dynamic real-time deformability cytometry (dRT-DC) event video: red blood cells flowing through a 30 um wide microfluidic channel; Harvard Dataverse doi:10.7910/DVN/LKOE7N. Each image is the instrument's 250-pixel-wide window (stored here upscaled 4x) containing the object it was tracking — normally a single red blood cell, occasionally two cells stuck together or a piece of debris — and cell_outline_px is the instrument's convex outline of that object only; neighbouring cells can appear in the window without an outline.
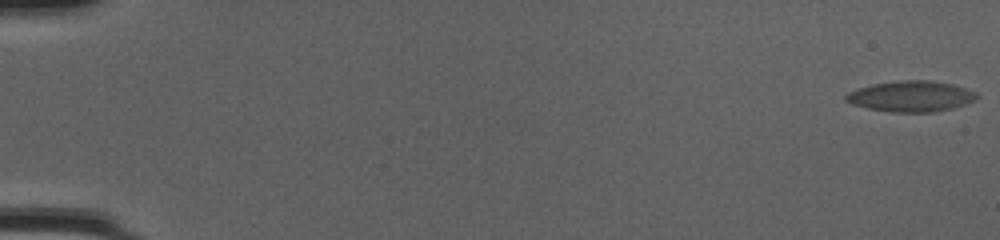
{"species": "common noctule bat (a hibernating species)", "species_latin": "Nyctalus noctula", "temperature_condition": "cold", "stored_images_in_passage": 55, "camera_frame_rate_fps": 3000, "um_per_image_px": 0.085, "animal": {"sex": "female", "body_mass_g": 20.0, "forearm_length_mm": 54.0}, "frame": {"image": 1, "passage_image": 1, "time_ms": 0.0, "image_size_px": [1000, 240], "cell_outline_px": [[976, 96], [972, 100], [964, 104], [952, 108], [932, 112], [892, 112], [868, 108], [844, 100], [844, 96], [848, 92], [872, 84], [904, 80], [928, 80], [952, 84], [976, 92]], "centroid_in_image_um": [77.41, 8.18], "position_along_channel_um": 7.6, "area_um2": 23.0}}
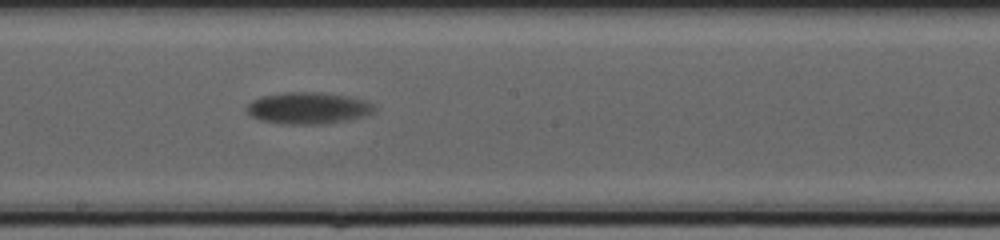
{"frame": {"image": 2, "passage_image": 32, "time_ms": 10.333, "image_size_px": [1000, 240], "cell_outline_px": [[376, 108], [368, 116], [324, 124], [284, 124], [260, 120], [252, 116], [248, 112], [248, 104], [252, 100], [260, 96], [288, 92], [320, 92], [348, 96], [364, 100], [372, 104]], "centroid_in_image_um": [26.21, 9.19], "position_along_channel_um": 222.0, "area_um2": 23.52}}
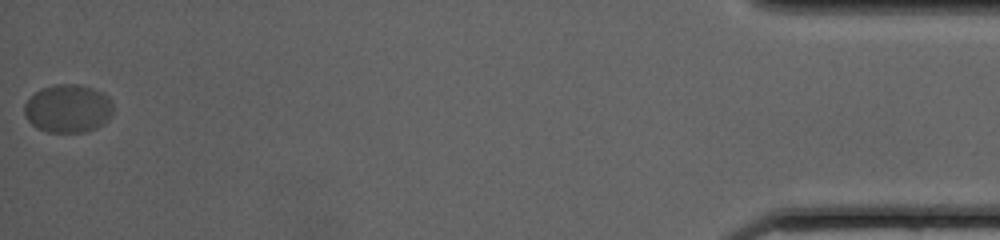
{"frame": {"image": 3, "passage_image": 55, "time_ms": 18.0, "image_size_px": [1000, 240], "cell_outline_px": [[112, 112], [104, 124], [96, 128], [84, 132], [48, 132], [36, 128], [24, 116], [24, 104], [36, 92], [44, 88], [56, 84], [76, 84], [92, 88], [108, 96], [112, 104]], "centroid_in_image_um": [5.77, 9.24], "position_along_channel_um": 429.4, "area_um2": 24.8}, "authors_computed_cell_mechanics": {"area_um2": 22.831, "velocity_mm_per_s": 3.9033, "shape_relaxation_time_tau1_ms": 3.3943, "shape_relaxation_time_tau2_ms": null, "deformation_change_tau1": 0.1173, "deformation_change_tau2": null}}